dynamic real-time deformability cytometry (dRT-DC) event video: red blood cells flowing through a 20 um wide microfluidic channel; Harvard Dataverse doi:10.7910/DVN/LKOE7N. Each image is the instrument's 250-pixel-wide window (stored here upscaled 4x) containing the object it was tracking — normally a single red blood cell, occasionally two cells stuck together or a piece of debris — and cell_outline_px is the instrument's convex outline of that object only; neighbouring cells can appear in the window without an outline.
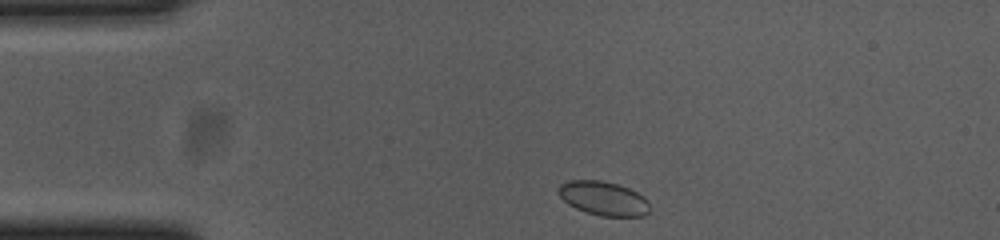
{"species": "common noctule bat (a hibernating species)", "species_latin": "Nyctalus noctula", "temperature_condition": "cold", "stored_images_in_passage": 45, "camera_frame_rate_fps": 3000, "um_per_image_px": 0.085, "animal": {"sex": "female", "body_mass_g": 23.0, "forearm_length_mm": 53.4}, "frame": {"image": 1, "passage_image": 1, "time_ms": 0.0, "image_size_px": [1000, 240], "cell_outline_px": [[648, 212], [644, 216], [600, 216], [576, 208], [568, 204], [560, 196], [556, 188], [560, 184], [568, 180], [600, 180], [616, 184], [628, 188], [644, 196], [648, 200]], "centroid_in_image_um": [51.27, 16.85], "position_along_channel_um": 33.7, "area_um2": 18.03}}
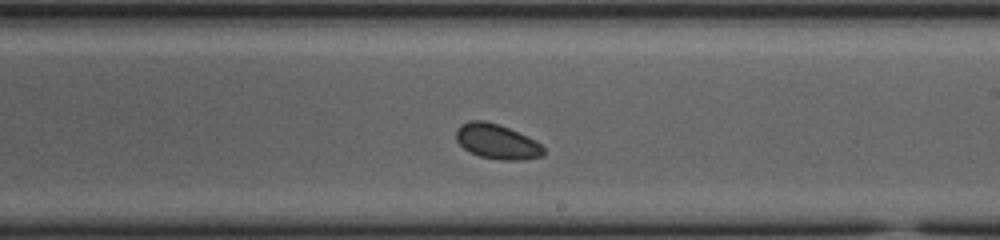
{"frame": {"image": 2, "passage_image": 22, "time_ms": 7.0, "image_size_px": [1000, 240], "cell_outline_px": [[544, 156], [524, 160], [500, 160], [480, 156], [468, 152], [456, 140], [456, 128], [460, 124], [468, 120], [484, 120], [508, 128], [540, 144], [544, 148]], "centroid_in_image_um": [42.19, 12.04], "position_along_channel_um": 246.8, "area_um2": 17.69}}
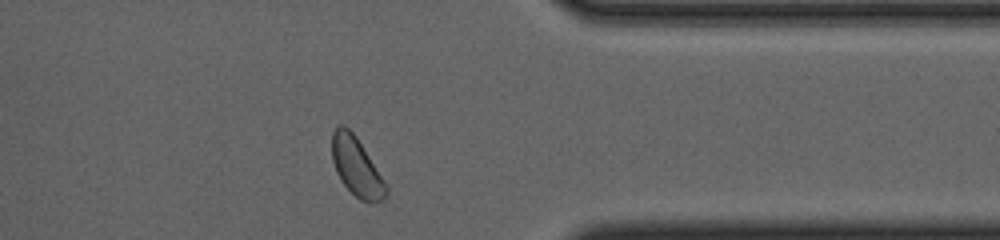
{"frame": {"image": 3, "passage_image": 34, "time_ms": 11.0, "image_size_px": [1000, 240], "cell_outline_px": [[388, 192], [384, 200], [372, 204], [360, 200], [340, 180], [336, 172], [332, 160], [332, 132], [340, 124], [344, 124], [356, 136], [384, 180], [388, 188]], "centroid_in_image_um": [30.31, 14.2], "position_along_channel_um": 381.1, "area_um2": 18.5}, "authors_computed_cell_mechanics": {"area_um2": 18.0336, "velocity_mm_per_s": 3.6434, "shape_relaxation_time_tau1_ms": 0.1939, "shape_relaxation_time_tau2_ms": null, "deformation_change_tau1": 0.0443, "deformation_change_tau2": null}}